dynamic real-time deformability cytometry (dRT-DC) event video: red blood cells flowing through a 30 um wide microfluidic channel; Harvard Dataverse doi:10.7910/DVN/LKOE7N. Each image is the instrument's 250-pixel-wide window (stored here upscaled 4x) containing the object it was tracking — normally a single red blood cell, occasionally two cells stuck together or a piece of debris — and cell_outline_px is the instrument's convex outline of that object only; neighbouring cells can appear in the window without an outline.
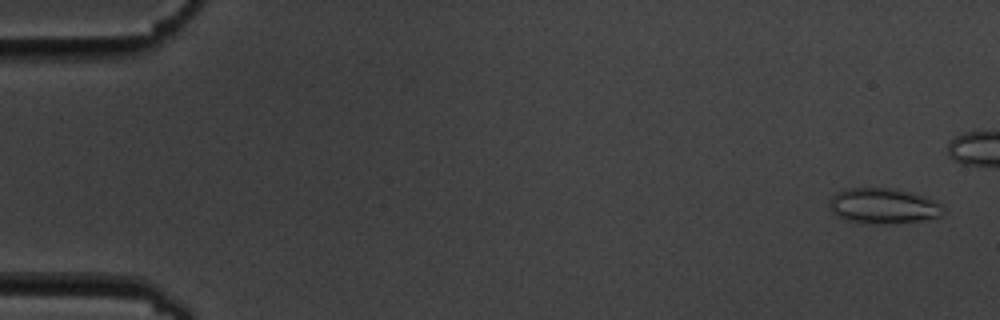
{"species": "common noctule bat (a hibernating species)", "species_latin": "Nyctalus noctula", "temperature_condition": "cold", "stored_images_in_passage": 46, "camera_frame_rate_fps": 3000, "um_per_image_px": 0.085, "animal": {"sex": "male", "body_mass_g": 19.5, "forearm_length_mm": 54.6}, "frame": {"image": 1, "passage_image": 2, "time_ms": 0.333, "image_size_px": [1000, 320], "cell_outline_px": [[944, 212], [940, 216], [924, 220], [848, 220], [832, 212], [828, 208], [828, 200], [832, 196], [848, 188], [896, 188], [912, 192], [936, 200], [944, 208]], "centroid_in_image_um": [75.1, 17.42], "position_along_channel_um": 9.9, "area_um2": 22.37}}
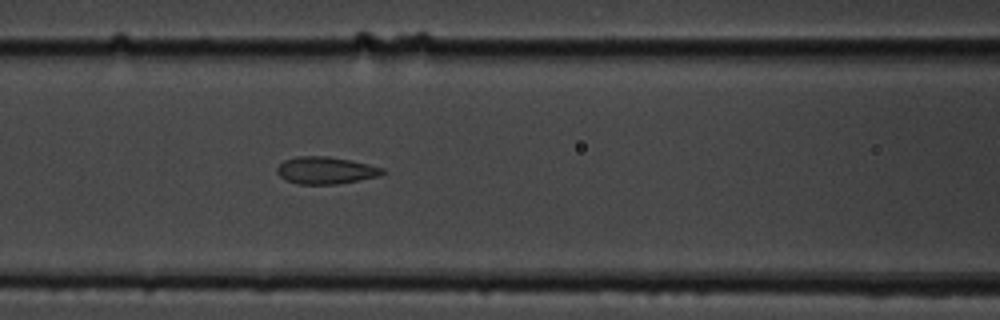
{"frame": {"image": 2, "passage_image": 24, "time_ms": 7.667, "image_size_px": [1000, 320], "cell_outline_px": [[388, 172], [380, 176], [360, 180], [336, 184], [300, 184], [288, 180], [280, 176], [276, 172], [276, 168], [284, 160], [296, 156], [328, 156], [352, 160], [384, 168]], "centroid_in_image_um": [27.73, 14.47], "position_along_channel_um": 138.9, "area_um2": 16.82}}
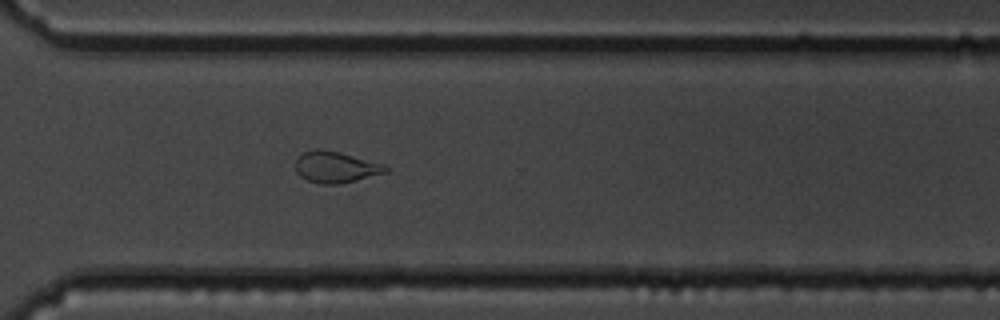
{"frame": {"image": 3, "passage_image": 41, "time_ms": 13.333, "image_size_px": [1000, 320], "cell_outline_px": [[392, 168], [388, 172], [340, 184], [320, 184], [308, 180], [300, 176], [296, 172], [296, 160], [304, 152], [316, 148], [320, 148], [340, 152], [388, 164]], "centroid_in_image_um": [28.61, 14.19], "position_along_channel_um": 342.0, "area_um2": 16.76}}